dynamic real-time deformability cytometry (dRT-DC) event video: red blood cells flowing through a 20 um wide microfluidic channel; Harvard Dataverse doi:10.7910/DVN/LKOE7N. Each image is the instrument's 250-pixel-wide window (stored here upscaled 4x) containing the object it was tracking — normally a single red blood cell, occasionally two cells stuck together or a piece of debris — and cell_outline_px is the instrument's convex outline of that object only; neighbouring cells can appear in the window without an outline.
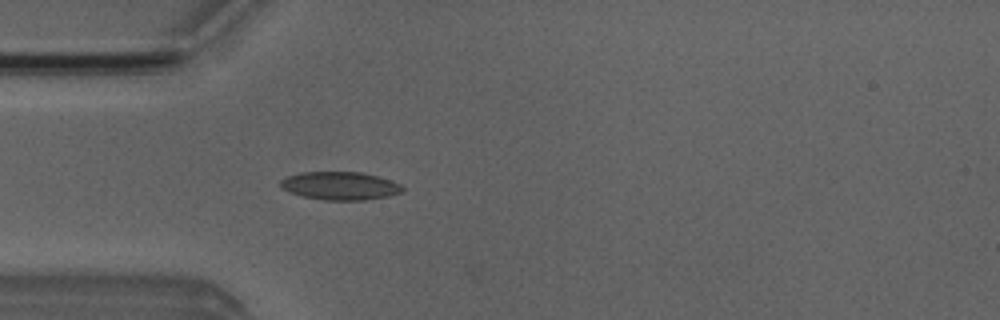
{"species": "Egyptian fruit bat (a non-hibernating species)", "species_latin": "Rousettus aegyptiacus", "temperature_condition": "room temperature", "stored_images_in_passage": 5, "camera_frame_rate_fps": 3000, "um_per_image_px": 0.085, "animal": {"sex": "male"}, "frame": {"image": 1, "passage_image": 5, "time_ms": 5.667, "image_size_px": [1000, 320], "cell_outline_px": [[404, 192], [388, 196], [364, 200], [324, 200], [304, 196], [288, 192], [280, 188], [280, 180], [288, 176], [304, 172], [364, 172], [400, 184], [404, 188]], "centroid_in_image_um": [28.9, 15.8], "position_along_channel_um": 56.1, "area_um2": 19.94}}